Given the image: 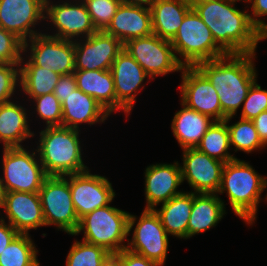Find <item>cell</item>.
<instances>
[{
    "instance_id": "6da1fadb",
    "label": "cell",
    "mask_w": 267,
    "mask_h": 266,
    "mask_svg": "<svg viewBox=\"0 0 267 266\" xmlns=\"http://www.w3.org/2000/svg\"><path fill=\"white\" fill-rule=\"evenodd\" d=\"M192 8L212 32L215 42L227 54L255 53L259 30L249 13L228 0H191Z\"/></svg>"
},
{
    "instance_id": "7a4b0ae2",
    "label": "cell",
    "mask_w": 267,
    "mask_h": 266,
    "mask_svg": "<svg viewBox=\"0 0 267 266\" xmlns=\"http://www.w3.org/2000/svg\"><path fill=\"white\" fill-rule=\"evenodd\" d=\"M255 53L227 54L200 62L196 67L218 93L222 112L234 116L256 80Z\"/></svg>"
},
{
    "instance_id": "3957f363",
    "label": "cell",
    "mask_w": 267,
    "mask_h": 266,
    "mask_svg": "<svg viewBox=\"0 0 267 266\" xmlns=\"http://www.w3.org/2000/svg\"><path fill=\"white\" fill-rule=\"evenodd\" d=\"M267 188V177L259 175L249 163L235 158L226 162L217 194L227 191L233 212L252 225L256 220L261 193Z\"/></svg>"
},
{
    "instance_id": "277c9868",
    "label": "cell",
    "mask_w": 267,
    "mask_h": 266,
    "mask_svg": "<svg viewBox=\"0 0 267 266\" xmlns=\"http://www.w3.org/2000/svg\"><path fill=\"white\" fill-rule=\"evenodd\" d=\"M80 130L65 126L45 127L36 151L47 176H67L88 170L83 163Z\"/></svg>"
},
{
    "instance_id": "5b68a950",
    "label": "cell",
    "mask_w": 267,
    "mask_h": 266,
    "mask_svg": "<svg viewBox=\"0 0 267 266\" xmlns=\"http://www.w3.org/2000/svg\"><path fill=\"white\" fill-rule=\"evenodd\" d=\"M136 221L135 215L107 205L81 217L74 235L83 231V241L103 247L110 254H117L126 248L123 242Z\"/></svg>"
},
{
    "instance_id": "8992f818",
    "label": "cell",
    "mask_w": 267,
    "mask_h": 266,
    "mask_svg": "<svg viewBox=\"0 0 267 266\" xmlns=\"http://www.w3.org/2000/svg\"><path fill=\"white\" fill-rule=\"evenodd\" d=\"M175 55L183 57V66L223 57L227 53L215 42L212 32L192 8L170 41Z\"/></svg>"
},
{
    "instance_id": "52a82bcc",
    "label": "cell",
    "mask_w": 267,
    "mask_h": 266,
    "mask_svg": "<svg viewBox=\"0 0 267 266\" xmlns=\"http://www.w3.org/2000/svg\"><path fill=\"white\" fill-rule=\"evenodd\" d=\"M2 152L4 177L1 180L5 192L38 193L48 177L39 156L35 155L38 152L30 153L24 147L4 148Z\"/></svg>"
},
{
    "instance_id": "ba28073f",
    "label": "cell",
    "mask_w": 267,
    "mask_h": 266,
    "mask_svg": "<svg viewBox=\"0 0 267 266\" xmlns=\"http://www.w3.org/2000/svg\"><path fill=\"white\" fill-rule=\"evenodd\" d=\"M38 194L46 226L57 225L58 229L73 236L79 219L71 198L69 175L48 176Z\"/></svg>"
},
{
    "instance_id": "9c48e42d",
    "label": "cell",
    "mask_w": 267,
    "mask_h": 266,
    "mask_svg": "<svg viewBox=\"0 0 267 266\" xmlns=\"http://www.w3.org/2000/svg\"><path fill=\"white\" fill-rule=\"evenodd\" d=\"M123 49L139 63L150 79L182 71L183 60L175 55L171 42L155 34L130 39Z\"/></svg>"
},
{
    "instance_id": "30bf717a",
    "label": "cell",
    "mask_w": 267,
    "mask_h": 266,
    "mask_svg": "<svg viewBox=\"0 0 267 266\" xmlns=\"http://www.w3.org/2000/svg\"><path fill=\"white\" fill-rule=\"evenodd\" d=\"M26 49L30 50V58L24 64L25 58L22 57L20 64L44 67L60 75H69L75 71L73 40L59 39L40 32L23 43V52L27 53Z\"/></svg>"
},
{
    "instance_id": "8fae6325",
    "label": "cell",
    "mask_w": 267,
    "mask_h": 266,
    "mask_svg": "<svg viewBox=\"0 0 267 266\" xmlns=\"http://www.w3.org/2000/svg\"><path fill=\"white\" fill-rule=\"evenodd\" d=\"M181 73L182 103L214 121H224L227 116L222 112L218 93L207 77L196 66H183Z\"/></svg>"
},
{
    "instance_id": "7c38bea8",
    "label": "cell",
    "mask_w": 267,
    "mask_h": 266,
    "mask_svg": "<svg viewBox=\"0 0 267 266\" xmlns=\"http://www.w3.org/2000/svg\"><path fill=\"white\" fill-rule=\"evenodd\" d=\"M126 249L148 260L165 264L168 250V234L154 209H144L133 231ZM130 241V242H129Z\"/></svg>"
},
{
    "instance_id": "4fadbf2b",
    "label": "cell",
    "mask_w": 267,
    "mask_h": 266,
    "mask_svg": "<svg viewBox=\"0 0 267 266\" xmlns=\"http://www.w3.org/2000/svg\"><path fill=\"white\" fill-rule=\"evenodd\" d=\"M69 187L78 219L109 205L116 195L106 177L91 174L89 170L69 175Z\"/></svg>"
},
{
    "instance_id": "5bb4252c",
    "label": "cell",
    "mask_w": 267,
    "mask_h": 266,
    "mask_svg": "<svg viewBox=\"0 0 267 266\" xmlns=\"http://www.w3.org/2000/svg\"><path fill=\"white\" fill-rule=\"evenodd\" d=\"M123 48L119 39L104 31H97L81 42L74 40L75 70H110Z\"/></svg>"
},
{
    "instance_id": "9a60e30c",
    "label": "cell",
    "mask_w": 267,
    "mask_h": 266,
    "mask_svg": "<svg viewBox=\"0 0 267 266\" xmlns=\"http://www.w3.org/2000/svg\"><path fill=\"white\" fill-rule=\"evenodd\" d=\"M77 1L75 4H73L74 1L53 4V2L45 0L46 15H44V19L52 21L57 30V33L50 34V36L74 41L80 35H82L80 38L83 36L86 38L97 32L85 3L82 0L81 2Z\"/></svg>"
},
{
    "instance_id": "2e32d148",
    "label": "cell",
    "mask_w": 267,
    "mask_h": 266,
    "mask_svg": "<svg viewBox=\"0 0 267 266\" xmlns=\"http://www.w3.org/2000/svg\"><path fill=\"white\" fill-rule=\"evenodd\" d=\"M183 150L182 183L187 180L194 193H216L221 185L224 162L200 152L197 148Z\"/></svg>"
},
{
    "instance_id": "e0dca14e",
    "label": "cell",
    "mask_w": 267,
    "mask_h": 266,
    "mask_svg": "<svg viewBox=\"0 0 267 266\" xmlns=\"http://www.w3.org/2000/svg\"><path fill=\"white\" fill-rule=\"evenodd\" d=\"M44 15L45 0H0V27L23 42L40 34L31 27L44 20Z\"/></svg>"
},
{
    "instance_id": "ac0fdd59",
    "label": "cell",
    "mask_w": 267,
    "mask_h": 266,
    "mask_svg": "<svg viewBox=\"0 0 267 266\" xmlns=\"http://www.w3.org/2000/svg\"><path fill=\"white\" fill-rule=\"evenodd\" d=\"M110 71L114 79L116 111L122 110L128 115L133 109L138 89L149 76L125 49L118 54Z\"/></svg>"
},
{
    "instance_id": "d6986e66",
    "label": "cell",
    "mask_w": 267,
    "mask_h": 266,
    "mask_svg": "<svg viewBox=\"0 0 267 266\" xmlns=\"http://www.w3.org/2000/svg\"><path fill=\"white\" fill-rule=\"evenodd\" d=\"M2 208L9 224L20 234L46 226L38 193L5 192Z\"/></svg>"
},
{
    "instance_id": "ffe728a7",
    "label": "cell",
    "mask_w": 267,
    "mask_h": 266,
    "mask_svg": "<svg viewBox=\"0 0 267 266\" xmlns=\"http://www.w3.org/2000/svg\"><path fill=\"white\" fill-rule=\"evenodd\" d=\"M145 209H155L159 203H165L174 196L182 183L180 164H153L145 170Z\"/></svg>"
},
{
    "instance_id": "44dd1931",
    "label": "cell",
    "mask_w": 267,
    "mask_h": 266,
    "mask_svg": "<svg viewBox=\"0 0 267 266\" xmlns=\"http://www.w3.org/2000/svg\"><path fill=\"white\" fill-rule=\"evenodd\" d=\"M104 32L123 44L130 39L149 36L153 34L151 10L145 6L121 3Z\"/></svg>"
},
{
    "instance_id": "7402d4cb",
    "label": "cell",
    "mask_w": 267,
    "mask_h": 266,
    "mask_svg": "<svg viewBox=\"0 0 267 266\" xmlns=\"http://www.w3.org/2000/svg\"><path fill=\"white\" fill-rule=\"evenodd\" d=\"M62 104V126L79 130V124L90 126L106 120L110 113L92 96L78 88L72 91Z\"/></svg>"
},
{
    "instance_id": "603a6c76",
    "label": "cell",
    "mask_w": 267,
    "mask_h": 266,
    "mask_svg": "<svg viewBox=\"0 0 267 266\" xmlns=\"http://www.w3.org/2000/svg\"><path fill=\"white\" fill-rule=\"evenodd\" d=\"M191 9V0H155L150 7L153 34L171 41Z\"/></svg>"
},
{
    "instance_id": "cb8c5ba5",
    "label": "cell",
    "mask_w": 267,
    "mask_h": 266,
    "mask_svg": "<svg viewBox=\"0 0 267 266\" xmlns=\"http://www.w3.org/2000/svg\"><path fill=\"white\" fill-rule=\"evenodd\" d=\"M225 204L216 193L192 192V210L187 226V238L215 227L223 218Z\"/></svg>"
},
{
    "instance_id": "d4e9b609",
    "label": "cell",
    "mask_w": 267,
    "mask_h": 266,
    "mask_svg": "<svg viewBox=\"0 0 267 266\" xmlns=\"http://www.w3.org/2000/svg\"><path fill=\"white\" fill-rule=\"evenodd\" d=\"M77 88L92 96L110 114L116 111L114 79L110 70H75Z\"/></svg>"
},
{
    "instance_id": "484cf974",
    "label": "cell",
    "mask_w": 267,
    "mask_h": 266,
    "mask_svg": "<svg viewBox=\"0 0 267 266\" xmlns=\"http://www.w3.org/2000/svg\"><path fill=\"white\" fill-rule=\"evenodd\" d=\"M181 105L183 108L176 112L173 117L172 132L181 148H196L214 120L188 108L182 102Z\"/></svg>"
},
{
    "instance_id": "4316f807",
    "label": "cell",
    "mask_w": 267,
    "mask_h": 266,
    "mask_svg": "<svg viewBox=\"0 0 267 266\" xmlns=\"http://www.w3.org/2000/svg\"><path fill=\"white\" fill-rule=\"evenodd\" d=\"M27 119L26 109L14 101L0 104V142H3V148L23 147L22 142L35 135L30 131Z\"/></svg>"
},
{
    "instance_id": "83f0119b",
    "label": "cell",
    "mask_w": 267,
    "mask_h": 266,
    "mask_svg": "<svg viewBox=\"0 0 267 266\" xmlns=\"http://www.w3.org/2000/svg\"><path fill=\"white\" fill-rule=\"evenodd\" d=\"M192 210V191L182 192L162 203L161 209H154L168 235L187 239V226Z\"/></svg>"
},
{
    "instance_id": "f1b7e54d",
    "label": "cell",
    "mask_w": 267,
    "mask_h": 266,
    "mask_svg": "<svg viewBox=\"0 0 267 266\" xmlns=\"http://www.w3.org/2000/svg\"><path fill=\"white\" fill-rule=\"evenodd\" d=\"M20 80L23 92L28 97L35 98L45 94L53 93L60 78V74L52 70L36 65L20 64Z\"/></svg>"
},
{
    "instance_id": "f546056e",
    "label": "cell",
    "mask_w": 267,
    "mask_h": 266,
    "mask_svg": "<svg viewBox=\"0 0 267 266\" xmlns=\"http://www.w3.org/2000/svg\"><path fill=\"white\" fill-rule=\"evenodd\" d=\"M196 148L200 152L224 163L230 162L236 158L228 152L230 148V138L225 121H214L207 129Z\"/></svg>"
},
{
    "instance_id": "4dcf8cb0",
    "label": "cell",
    "mask_w": 267,
    "mask_h": 266,
    "mask_svg": "<svg viewBox=\"0 0 267 266\" xmlns=\"http://www.w3.org/2000/svg\"><path fill=\"white\" fill-rule=\"evenodd\" d=\"M36 246L28 234H18L0 255V266H40Z\"/></svg>"
},
{
    "instance_id": "1f68e13d",
    "label": "cell",
    "mask_w": 267,
    "mask_h": 266,
    "mask_svg": "<svg viewBox=\"0 0 267 266\" xmlns=\"http://www.w3.org/2000/svg\"><path fill=\"white\" fill-rule=\"evenodd\" d=\"M232 117L234 116H229L224 121L227 123L229 131L230 146H234L235 152L240 150L251 153L254 150L265 148L252 120L240 118L236 123L229 125Z\"/></svg>"
},
{
    "instance_id": "d6a6232c",
    "label": "cell",
    "mask_w": 267,
    "mask_h": 266,
    "mask_svg": "<svg viewBox=\"0 0 267 266\" xmlns=\"http://www.w3.org/2000/svg\"><path fill=\"white\" fill-rule=\"evenodd\" d=\"M109 255L103 247L76 240L67 255L66 266H101Z\"/></svg>"
},
{
    "instance_id": "836d02e7",
    "label": "cell",
    "mask_w": 267,
    "mask_h": 266,
    "mask_svg": "<svg viewBox=\"0 0 267 266\" xmlns=\"http://www.w3.org/2000/svg\"><path fill=\"white\" fill-rule=\"evenodd\" d=\"M93 26L97 31H104L116 14L121 0H84Z\"/></svg>"
},
{
    "instance_id": "e575fe53",
    "label": "cell",
    "mask_w": 267,
    "mask_h": 266,
    "mask_svg": "<svg viewBox=\"0 0 267 266\" xmlns=\"http://www.w3.org/2000/svg\"><path fill=\"white\" fill-rule=\"evenodd\" d=\"M38 116L46 121V127L62 126V104L54 93L33 98Z\"/></svg>"
},
{
    "instance_id": "d590c367",
    "label": "cell",
    "mask_w": 267,
    "mask_h": 266,
    "mask_svg": "<svg viewBox=\"0 0 267 266\" xmlns=\"http://www.w3.org/2000/svg\"><path fill=\"white\" fill-rule=\"evenodd\" d=\"M23 43L15 34L0 27V63L20 64Z\"/></svg>"
},
{
    "instance_id": "8d00e7d4",
    "label": "cell",
    "mask_w": 267,
    "mask_h": 266,
    "mask_svg": "<svg viewBox=\"0 0 267 266\" xmlns=\"http://www.w3.org/2000/svg\"><path fill=\"white\" fill-rule=\"evenodd\" d=\"M255 81L243 102L241 119L252 120L261 112L267 111V90L261 88Z\"/></svg>"
},
{
    "instance_id": "74e56055",
    "label": "cell",
    "mask_w": 267,
    "mask_h": 266,
    "mask_svg": "<svg viewBox=\"0 0 267 266\" xmlns=\"http://www.w3.org/2000/svg\"><path fill=\"white\" fill-rule=\"evenodd\" d=\"M19 67L20 64L0 63V104L11 101L10 98L16 91L17 83H20Z\"/></svg>"
},
{
    "instance_id": "f35d334b",
    "label": "cell",
    "mask_w": 267,
    "mask_h": 266,
    "mask_svg": "<svg viewBox=\"0 0 267 266\" xmlns=\"http://www.w3.org/2000/svg\"><path fill=\"white\" fill-rule=\"evenodd\" d=\"M77 89V83L74 74L61 75L54 89V95L62 103L66 97Z\"/></svg>"
},
{
    "instance_id": "ab89813d",
    "label": "cell",
    "mask_w": 267,
    "mask_h": 266,
    "mask_svg": "<svg viewBox=\"0 0 267 266\" xmlns=\"http://www.w3.org/2000/svg\"><path fill=\"white\" fill-rule=\"evenodd\" d=\"M117 255L119 256L122 266H163L157 262L148 260L144 256L131 252L126 248L117 253Z\"/></svg>"
},
{
    "instance_id": "60d3db41",
    "label": "cell",
    "mask_w": 267,
    "mask_h": 266,
    "mask_svg": "<svg viewBox=\"0 0 267 266\" xmlns=\"http://www.w3.org/2000/svg\"><path fill=\"white\" fill-rule=\"evenodd\" d=\"M251 4L253 16L249 15V17L252 24L259 30L265 24L263 19L258 18L267 15V0H252Z\"/></svg>"
},
{
    "instance_id": "b9f144b4",
    "label": "cell",
    "mask_w": 267,
    "mask_h": 266,
    "mask_svg": "<svg viewBox=\"0 0 267 266\" xmlns=\"http://www.w3.org/2000/svg\"><path fill=\"white\" fill-rule=\"evenodd\" d=\"M19 233L1 216L0 218V255Z\"/></svg>"
},
{
    "instance_id": "7bdbcfd3",
    "label": "cell",
    "mask_w": 267,
    "mask_h": 266,
    "mask_svg": "<svg viewBox=\"0 0 267 266\" xmlns=\"http://www.w3.org/2000/svg\"><path fill=\"white\" fill-rule=\"evenodd\" d=\"M252 121L260 140L267 146V111L261 112L258 116L252 119Z\"/></svg>"
},
{
    "instance_id": "ee69618b",
    "label": "cell",
    "mask_w": 267,
    "mask_h": 266,
    "mask_svg": "<svg viewBox=\"0 0 267 266\" xmlns=\"http://www.w3.org/2000/svg\"><path fill=\"white\" fill-rule=\"evenodd\" d=\"M101 266H122L117 254H110Z\"/></svg>"
},
{
    "instance_id": "f6af8a7d",
    "label": "cell",
    "mask_w": 267,
    "mask_h": 266,
    "mask_svg": "<svg viewBox=\"0 0 267 266\" xmlns=\"http://www.w3.org/2000/svg\"><path fill=\"white\" fill-rule=\"evenodd\" d=\"M154 1L155 0H121V3L127 4V5L146 6V7L150 8Z\"/></svg>"
},
{
    "instance_id": "bcb514c9",
    "label": "cell",
    "mask_w": 267,
    "mask_h": 266,
    "mask_svg": "<svg viewBox=\"0 0 267 266\" xmlns=\"http://www.w3.org/2000/svg\"><path fill=\"white\" fill-rule=\"evenodd\" d=\"M264 39H267V23L259 29V41Z\"/></svg>"
},
{
    "instance_id": "7dc6e473",
    "label": "cell",
    "mask_w": 267,
    "mask_h": 266,
    "mask_svg": "<svg viewBox=\"0 0 267 266\" xmlns=\"http://www.w3.org/2000/svg\"><path fill=\"white\" fill-rule=\"evenodd\" d=\"M4 198H5V189H4L1 177H0V208H2L3 206Z\"/></svg>"
},
{
    "instance_id": "c3c4849f",
    "label": "cell",
    "mask_w": 267,
    "mask_h": 266,
    "mask_svg": "<svg viewBox=\"0 0 267 266\" xmlns=\"http://www.w3.org/2000/svg\"><path fill=\"white\" fill-rule=\"evenodd\" d=\"M228 1L235 3L237 1H242V0H228ZM243 1L251 3L252 0H243Z\"/></svg>"
}]
</instances>
